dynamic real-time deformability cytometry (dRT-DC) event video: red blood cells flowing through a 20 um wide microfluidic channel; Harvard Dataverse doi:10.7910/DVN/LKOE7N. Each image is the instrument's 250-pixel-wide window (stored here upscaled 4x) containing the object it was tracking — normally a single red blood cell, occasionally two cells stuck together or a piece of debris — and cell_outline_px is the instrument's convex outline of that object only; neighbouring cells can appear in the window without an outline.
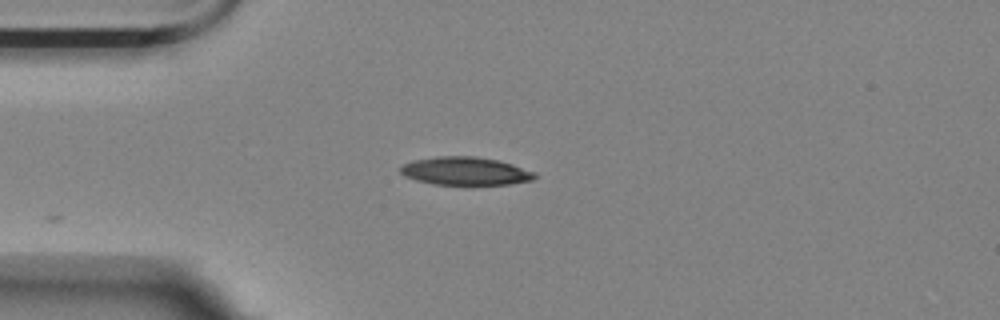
{"species": "Egyptian fruit bat (a non-hibernating species)", "species_latin": "Rousettus aegyptiacus", "temperature_condition": "room temperature", "stored_images_in_passage": 13, "camera_frame_rate_fps": 3000, "um_per_image_px": 0.085, "animal": {"sex": "female"}, "frame": {"image": 1, "passage_image": 1, "time_ms": 0.0, "image_size_px": [1000, 320], "cell_outline_px": [[536, 176], [532, 180], [508, 184], [436, 184], [416, 180], [404, 176], [400, 172], [400, 168], [404, 164], [412, 160], [436, 156], [476, 156], [496, 160], [512, 164], [536, 172]], "centroid_in_image_um": [39.54, 14.53], "position_along_channel_um": 45.5, "area_um2": 21.85}}
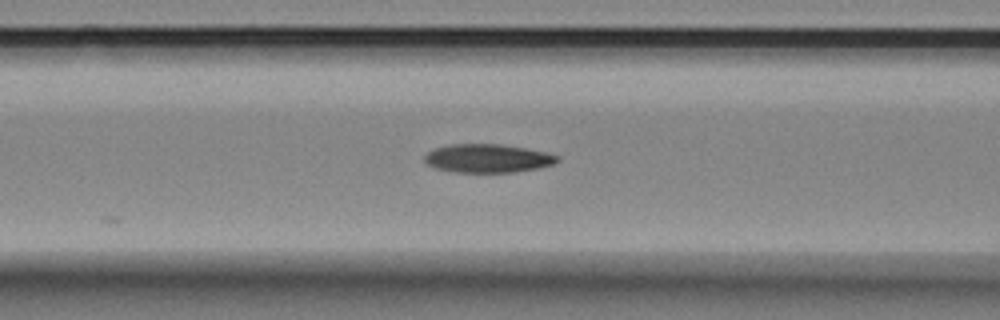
{"frame": {"image": 2, "passage_image": 9, "time_ms": 2.667, "image_size_px": [1000, 320], "cell_outline_px": [[560, 160], [552, 164], [540, 168], [516, 172], [456, 172], [436, 168], [428, 164], [424, 160], [424, 156], [428, 152], [436, 148], [448, 144], [500, 144], [548, 152], [560, 156]], "centroid_in_image_um": [41.49, 13.46], "position_along_channel_um": 125.1, "area_um2": 22.08}}
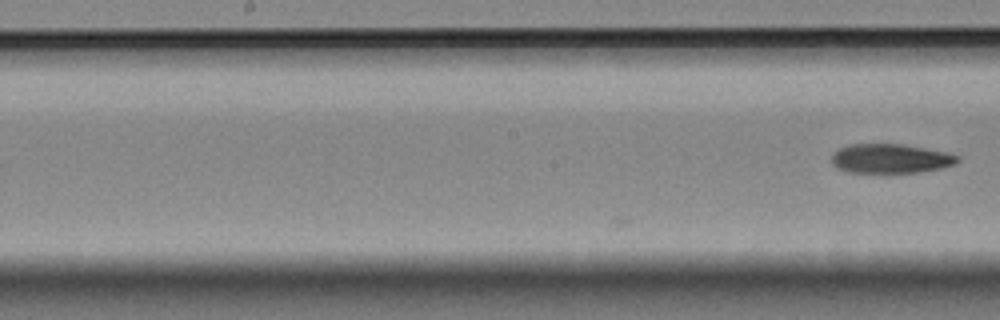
{"frame": {"image": 3, "passage_image": 13, "time_ms": 4.0, "image_size_px": [1000, 320], "cell_outline_px": [[960, 160], [956, 164], [940, 168], [920, 172], [848, 172], [836, 168], [832, 164], [832, 156], [840, 148], [848, 144], [900, 144], [924, 148], [944, 152], [960, 156]], "centroid_in_image_um": [75.69, 13.48], "position_along_channel_um": 172.5, "area_um2": 21.33}}